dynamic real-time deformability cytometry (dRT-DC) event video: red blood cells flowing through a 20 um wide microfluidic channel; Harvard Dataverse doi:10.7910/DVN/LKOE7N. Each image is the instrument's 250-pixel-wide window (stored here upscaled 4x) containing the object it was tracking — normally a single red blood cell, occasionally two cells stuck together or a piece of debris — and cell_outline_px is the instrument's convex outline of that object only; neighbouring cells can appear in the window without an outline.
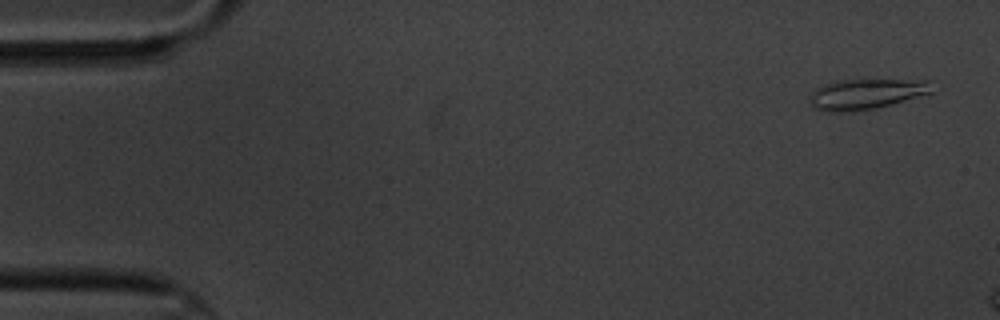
{"species": "common noctule bat (a hibernating species)", "species_latin": "Nyctalus noctula", "temperature_condition": "cold", "stored_images_in_passage": 4, "camera_frame_rate_fps": 3000, "um_per_image_px": 0.085, "animal": {"sex": "male", "body_mass_g": 20.1, "forearm_length_mm": 53.5}, "frame": {"image": 1, "passage_image": 1, "time_ms": 0.0, "image_size_px": [1000, 320], "cell_outline_px": [[936, 92], [892, 104], [852, 112], [828, 112], [816, 108], [808, 100], [812, 92], [820, 84], [836, 80], [928, 80]], "centroid_in_image_um": [73.63, 7.99], "position_along_channel_um": 11.4, "area_um2": 21.85}}